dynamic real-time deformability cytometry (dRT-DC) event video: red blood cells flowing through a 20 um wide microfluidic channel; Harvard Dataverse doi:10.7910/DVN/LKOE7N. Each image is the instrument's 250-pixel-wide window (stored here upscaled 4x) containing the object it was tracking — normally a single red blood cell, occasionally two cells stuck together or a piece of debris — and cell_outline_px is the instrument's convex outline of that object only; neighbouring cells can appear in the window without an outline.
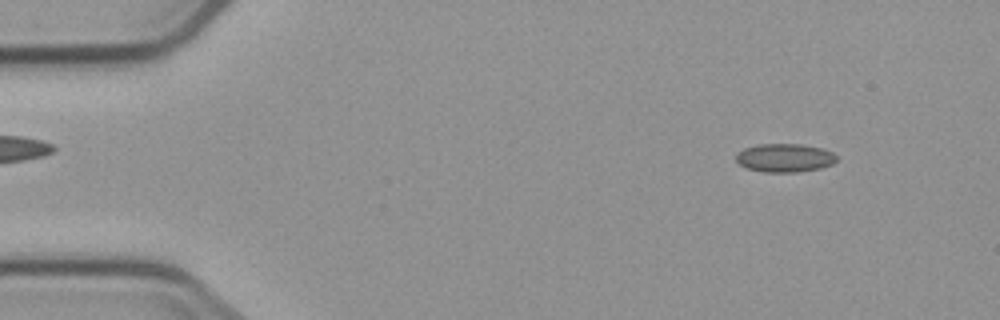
{"species": "common noctule bat (a hibernating species)", "species_latin": "Nyctalus noctula", "temperature_condition": "cold", "stored_images_in_passage": 5, "camera_frame_rate_fps": 3000, "um_per_image_px": 0.085, "animal": {"sex": "male", "body_mass_g": 23.1, "forearm_length_mm": 52.7}, "frame": {"image": 1, "passage_image": 1, "time_ms": 0.0, "image_size_px": [1000, 320], "cell_outline_px": [[836, 160], [832, 164], [820, 168], [796, 172], [764, 172], [744, 168], [736, 160], [736, 152], [744, 148], [756, 144], [800, 144], [824, 148], [832, 152], [836, 156]], "centroid_in_image_um": [66.67, 13.41], "position_along_channel_um": 18.3, "area_um2": 16.82}}
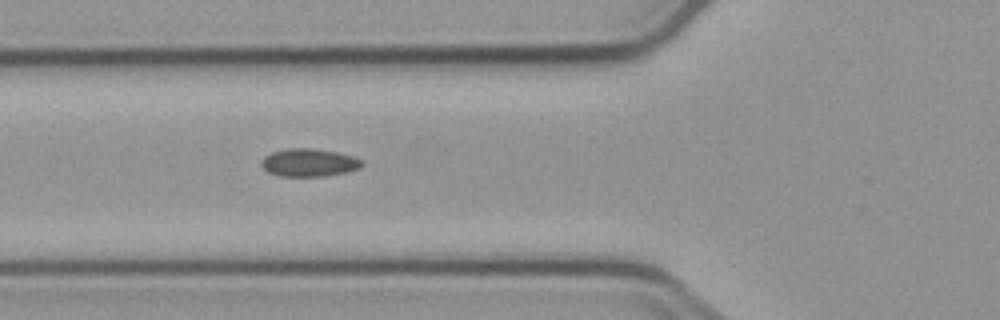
{"frame": {"image": 2, "passage_image": 5, "time_ms": 4.667, "image_size_px": [1000, 320], "cell_outline_px": [[364, 164], [360, 168], [348, 172], [324, 176], [280, 176], [268, 172], [260, 164], [264, 156], [272, 152], [288, 148], [312, 148], [336, 152], [352, 156], [364, 160]], "centroid_in_image_um": [26.29, 13.82], "position_along_channel_um": 99.5, "area_um2": 16.42}}